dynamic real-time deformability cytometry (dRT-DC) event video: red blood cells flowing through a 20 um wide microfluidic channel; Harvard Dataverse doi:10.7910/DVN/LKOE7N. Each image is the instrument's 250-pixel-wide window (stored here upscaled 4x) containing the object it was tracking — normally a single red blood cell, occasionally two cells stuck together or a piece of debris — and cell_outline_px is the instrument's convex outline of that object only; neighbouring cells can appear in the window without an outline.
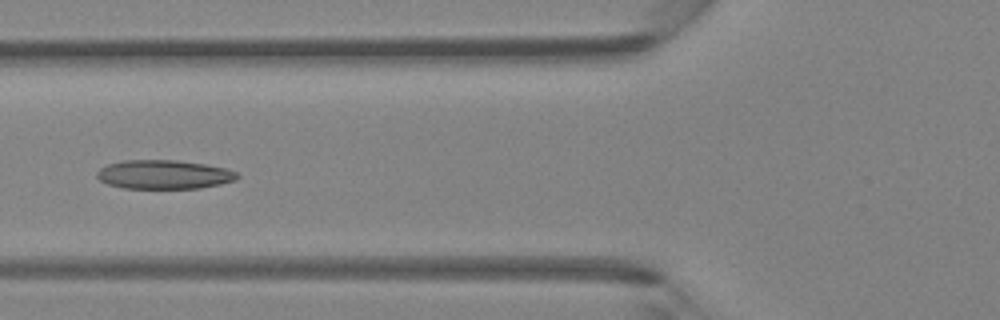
{"species": "Egyptian fruit bat (a non-hibernating species)", "species_latin": "Rousettus aegyptiacus", "temperature_condition": "room temperature", "stored_images_in_passage": 5, "camera_frame_rate_fps": 3000, "um_per_image_px": 0.085, "animal": {"sex": "female"}, "frame": {"image": 1, "passage_image": 5, "time_ms": 4.333, "image_size_px": [1000, 320], "cell_outline_px": [[240, 176], [236, 180], [220, 184], [200, 188], [124, 188], [108, 184], [100, 180], [96, 176], [96, 172], [100, 168], [108, 164], [124, 160], [176, 160], [204, 164], [224, 168], [236, 172]], "centroid_in_image_um": [13.92, 14.83], "position_along_channel_um": 111.9, "area_um2": 23.58}}